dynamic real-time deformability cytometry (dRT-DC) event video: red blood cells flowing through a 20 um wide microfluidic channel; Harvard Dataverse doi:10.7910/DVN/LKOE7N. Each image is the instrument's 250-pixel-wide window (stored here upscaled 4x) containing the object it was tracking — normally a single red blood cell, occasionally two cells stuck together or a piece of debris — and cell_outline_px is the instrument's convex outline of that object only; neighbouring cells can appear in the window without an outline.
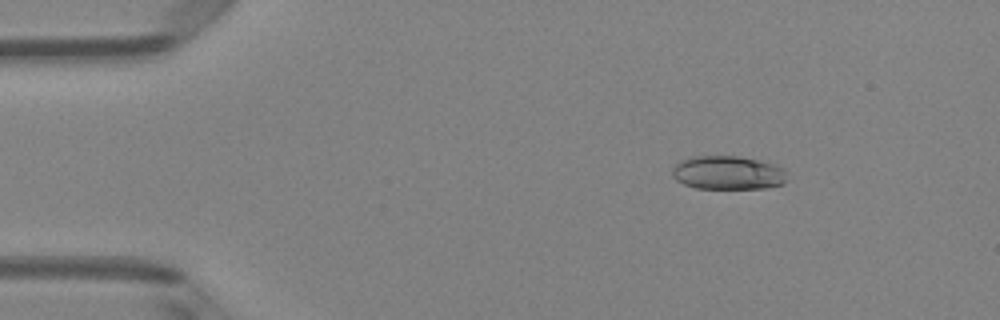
{"species": "Egyptian fruit bat (a non-hibernating species)", "species_latin": "Rousettus aegyptiacus", "temperature_condition": "room temperature", "stored_images_in_passage": 21, "camera_frame_rate_fps": 3000, "um_per_image_px": 0.085, "animal": {"sex": "female"}, "frame": {"image": 1, "passage_image": 2, "time_ms": 0.333, "image_size_px": [1000, 320], "cell_outline_px": [[788, 180], [784, 184], [768, 188], [696, 188], [684, 184], [676, 180], [672, 176], [672, 168], [680, 160], [692, 156], [736, 156], [776, 164], [784, 168]], "centroid_in_image_um": [61.89, 14.68], "position_along_channel_um": 23.1, "area_um2": 22.72}}
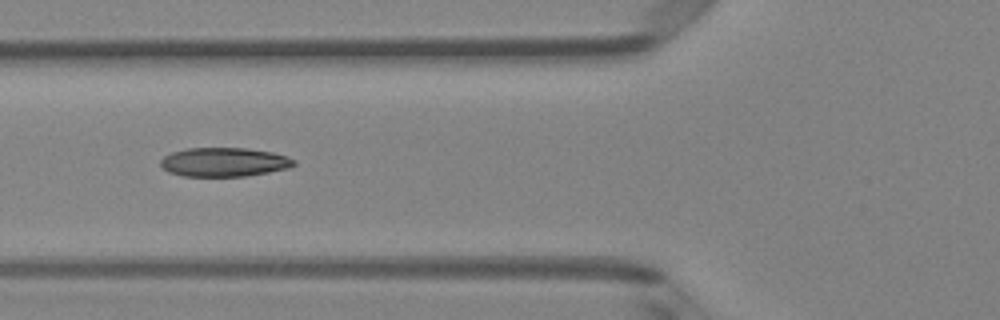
{"frame": {"image": 2, "passage_image": 14, "time_ms": 4.333, "image_size_px": [1000, 320], "cell_outline_px": [[296, 164], [288, 168], [268, 172], [244, 176], [184, 176], [168, 172], [160, 164], [160, 160], [164, 156], [172, 152], [188, 148], [244, 148], [272, 152], [288, 156], [296, 160]], "centroid_in_image_um": [19.05, 13.77], "position_along_channel_um": 106.7, "area_um2": 22.48}}
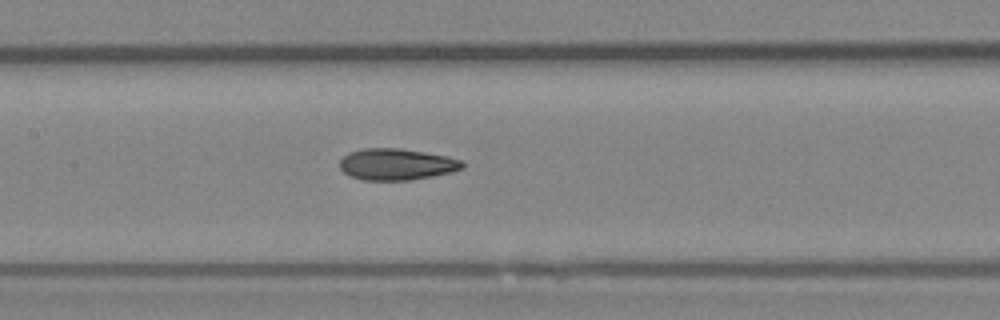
{"frame": {"image": 3, "passage_image": 19, "time_ms": 6.0, "image_size_px": [1000, 320], "cell_outline_px": [[464, 168], [452, 172], [432, 176], [408, 180], [364, 180], [352, 176], [344, 172], [340, 168], [340, 160], [348, 152], [364, 148], [400, 148], [448, 156], [460, 160], [464, 164]], "centroid_in_image_um": [33.71, 13.96], "position_along_channel_um": 173.7, "area_um2": 22.43}}